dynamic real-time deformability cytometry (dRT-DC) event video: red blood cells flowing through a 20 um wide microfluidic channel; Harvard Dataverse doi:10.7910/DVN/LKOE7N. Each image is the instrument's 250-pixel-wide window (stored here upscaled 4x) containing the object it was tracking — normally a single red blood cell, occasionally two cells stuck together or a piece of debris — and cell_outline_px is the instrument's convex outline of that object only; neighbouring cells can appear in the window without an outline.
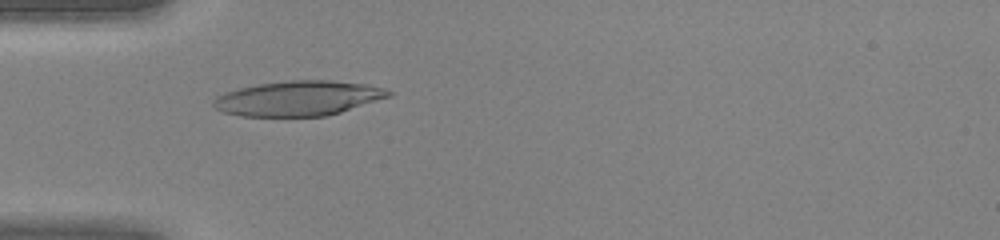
{"species": "human", "species_latin": "Homo sapiens", "temperature_condition": "warm", "stored_images_in_passage": 45, "camera_frame_rate_fps": 3000, "um_per_image_px": 0.085, "donor": {"sex": "female"}, "frame": {"image": 1, "passage_image": 14, "time_ms": 4.333, "image_size_px": [1000, 240], "cell_outline_px": [[396, 92], [392, 96], [328, 116], [240, 116], [224, 112], [216, 108], [212, 104], [212, 100], [216, 96], [240, 88], [260, 84], [292, 80], [332, 80], [368, 84], [384, 88]], "centroid_in_image_um": [25.42, 8.35], "position_along_channel_um": 59.6, "area_um2": 35.72}}
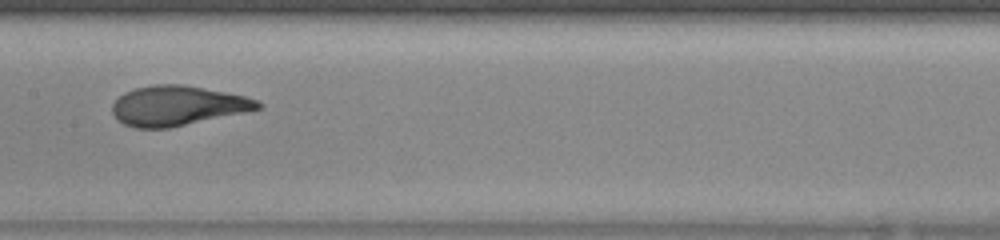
{"frame": {"image": 2, "passage_image": 23, "time_ms": 7.333, "image_size_px": [1000, 240], "cell_outline_px": [[264, 108], [168, 128], [132, 128], [116, 120], [112, 112], [112, 104], [124, 92], [136, 88], [156, 84], [180, 84], [224, 92], [244, 96], [260, 100], [264, 104]], "centroid_in_image_um": [15.08, 8.99], "position_along_channel_um": 192.3, "area_um2": 33.7}}
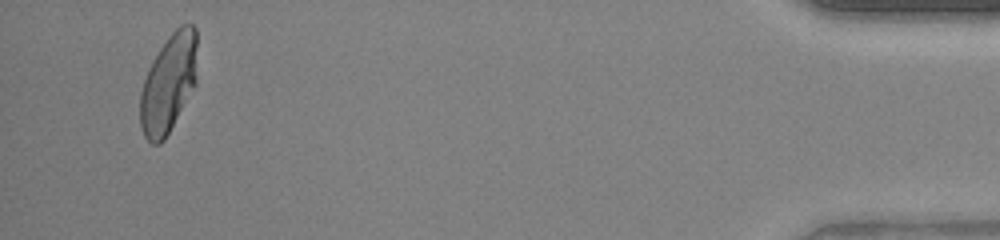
{"frame": {"image": 3, "passage_image": 43, "time_ms": 14.0, "image_size_px": [1000, 240], "cell_outline_px": [[196, 84], [164, 140], [160, 144], [152, 144], [144, 136], [140, 124], [140, 92], [144, 80], [152, 60], [168, 36], [180, 24], [192, 24], [196, 28]], "centroid_in_image_um": [14.32, 7.09], "position_along_channel_um": 420.9, "area_um2": 32.66}}